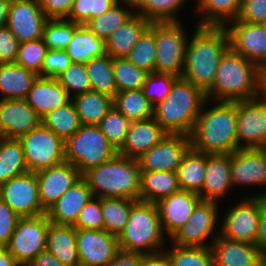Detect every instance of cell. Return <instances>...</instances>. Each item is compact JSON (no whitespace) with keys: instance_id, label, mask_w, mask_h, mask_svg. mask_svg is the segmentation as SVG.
Returning a JSON list of instances; mask_svg holds the SVG:
<instances>
[{"instance_id":"003e7915","label":"cell","mask_w":266,"mask_h":266,"mask_svg":"<svg viewBox=\"0 0 266 266\" xmlns=\"http://www.w3.org/2000/svg\"><path fill=\"white\" fill-rule=\"evenodd\" d=\"M260 96L266 100V65L261 67Z\"/></svg>"},{"instance_id":"484cf974","label":"cell","mask_w":266,"mask_h":266,"mask_svg":"<svg viewBox=\"0 0 266 266\" xmlns=\"http://www.w3.org/2000/svg\"><path fill=\"white\" fill-rule=\"evenodd\" d=\"M230 169V154H206L205 179L199 193L201 200L218 202L232 190Z\"/></svg>"},{"instance_id":"cb8c5ba5","label":"cell","mask_w":266,"mask_h":266,"mask_svg":"<svg viewBox=\"0 0 266 266\" xmlns=\"http://www.w3.org/2000/svg\"><path fill=\"white\" fill-rule=\"evenodd\" d=\"M211 250L214 266H261L262 253L255 244L230 240L219 234Z\"/></svg>"},{"instance_id":"3957f363","label":"cell","mask_w":266,"mask_h":266,"mask_svg":"<svg viewBox=\"0 0 266 266\" xmlns=\"http://www.w3.org/2000/svg\"><path fill=\"white\" fill-rule=\"evenodd\" d=\"M261 68L229 48L222 56L207 99L235 102L260 96Z\"/></svg>"},{"instance_id":"bcb514c9","label":"cell","mask_w":266,"mask_h":266,"mask_svg":"<svg viewBox=\"0 0 266 266\" xmlns=\"http://www.w3.org/2000/svg\"><path fill=\"white\" fill-rule=\"evenodd\" d=\"M79 26L66 19H48L43 28L42 40L48 49L65 50L73 37V32Z\"/></svg>"},{"instance_id":"60d3db41","label":"cell","mask_w":266,"mask_h":266,"mask_svg":"<svg viewBox=\"0 0 266 266\" xmlns=\"http://www.w3.org/2000/svg\"><path fill=\"white\" fill-rule=\"evenodd\" d=\"M133 9L150 22H180L177 12L186 0H130ZM138 10V11H136ZM176 13V14H175Z\"/></svg>"},{"instance_id":"7402d4cb","label":"cell","mask_w":266,"mask_h":266,"mask_svg":"<svg viewBox=\"0 0 266 266\" xmlns=\"http://www.w3.org/2000/svg\"><path fill=\"white\" fill-rule=\"evenodd\" d=\"M200 201L199 194L182 189L158 201L156 206L165 235L170 238L184 226Z\"/></svg>"},{"instance_id":"f5cc1de1","label":"cell","mask_w":266,"mask_h":266,"mask_svg":"<svg viewBox=\"0 0 266 266\" xmlns=\"http://www.w3.org/2000/svg\"><path fill=\"white\" fill-rule=\"evenodd\" d=\"M75 229L103 230L104 219L101 208V197H92L81 209Z\"/></svg>"},{"instance_id":"52a82bcc","label":"cell","mask_w":266,"mask_h":266,"mask_svg":"<svg viewBox=\"0 0 266 266\" xmlns=\"http://www.w3.org/2000/svg\"><path fill=\"white\" fill-rule=\"evenodd\" d=\"M64 147L65 161L76 166L82 175L118 154L99 125H81L74 135L64 141Z\"/></svg>"},{"instance_id":"8992f818","label":"cell","mask_w":266,"mask_h":266,"mask_svg":"<svg viewBox=\"0 0 266 266\" xmlns=\"http://www.w3.org/2000/svg\"><path fill=\"white\" fill-rule=\"evenodd\" d=\"M164 235L156 204L137 201L118 236L119 249L143 254L158 253L165 247Z\"/></svg>"},{"instance_id":"74e56055","label":"cell","mask_w":266,"mask_h":266,"mask_svg":"<svg viewBox=\"0 0 266 266\" xmlns=\"http://www.w3.org/2000/svg\"><path fill=\"white\" fill-rule=\"evenodd\" d=\"M114 107L131 122L147 120L154 115V106L145 97L142 89L117 92L114 96Z\"/></svg>"},{"instance_id":"f6af8a7d","label":"cell","mask_w":266,"mask_h":266,"mask_svg":"<svg viewBox=\"0 0 266 266\" xmlns=\"http://www.w3.org/2000/svg\"><path fill=\"white\" fill-rule=\"evenodd\" d=\"M164 251L170 258L172 266H214L211 247L173 244L172 249Z\"/></svg>"},{"instance_id":"f35d334b","label":"cell","mask_w":266,"mask_h":266,"mask_svg":"<svg viewBox=\"0 0 266 266\" xmlns=\"http://www.w3.org/2000/svg\"><path fill=\"white\" fill-rule=\"evenodd\" d=\"M85 65L92 90L114 98L117 87L113 73V58L106 53L99 57H93Z\"/></svg>"},{"instance_id":"ba28073f","label":"cell","mask_w":266,"mask_h":266,"mask_svg":"<svg viewBox=\"0 0 266 266\" xmlns=\"http://www.w3.org/2000/svg\"><path fill=\"white\" fill-rule=\"evenodd\" d=\"M187 38L181 22H155V73L182 76L188 45Z\"/></svg>"},{"instance_id":"30bf717a","label":"cell","mask_w":266,"mask_h":266,"mask_svg":"<svg viewBox=\"0 0 266 266\" xmlns=\"http://www.w3.org/2000/svg\"><path fill=\"white\" fill-rule=\"evenodd\" d=\"M19 140L29 172H37L65 161L64 140L42 123Z\"/></svg>"},{"instance_id":"7a4b0ae2","label":"cell","mask_w":266,"mask_h":266,"mask_svg":"<svg viewBox=\"0 0 266 266\" xmlns=\"http://www.w3.org/2000/svg\"><path fill=\"white\" fill-rule=\"evenodd\" d=\"M216 103L207 111L203 105L190 134L191 147L205 154H231L238 149L237 103Z\"/></svg>"},{"instance_id":"277c9868","label":"cell","mask_w":266,"mask_h":266,"mask_svg":"<svg viewBox=\"0 0 266 266\" xmlns=\"http://www.w3.org/2000/svg\"><path fill=\"white\" fill-rule=\"evenodd\" d=\"M206 102L208 99L204 90L178 77L168 96L154 106L153 118L168 134L190 136Z\"/></svg>"},{"instance_id":"1f68e13d","label":"cell","mask_w":266,"mask_h":266,"mask_svg":"<svg viewBox=\"0 0 266 266\" xmlns=\"http://www.w3.org/2000/svg\"><path fill=\"white\" fill-rule=\"evenodd\" d=\"M82 125H99L114 106V98L98 91H87L72 98Z\"/></svg>"},{"instance_id":"816d5d0a","label":"cell","mask_w":266,"mask_h":266,"mask_svg":"<svg viewBox=\"0 0 266 266\" xmlns=\"http://www.w3.org/2000/svg\"><path fill=\"white\" fill-rule=\"evenodd\" d=\"M178 77L165 73H149L142 88L145 97L153 106L162 102L170 93L174 81Z\"/></svg>"},{"instance_id":"d4e9b609","label":"cell","mask_w":266,"mask_h":266,"mask_svg":"<svg viewBox=\"0 0 266 266\" xmlns=\"http://www.w3.org/2000/svg\"><path fill=\"white\" fill-rule=\"evenodd\" d=\"M168 133L152 117L147 120L131 122L126 140L118 154L138 159L159 143Z\"/></svg>"},{"instance_id":"a7ac6f4b","label":"cell","mask_w":266,"mask_h":266,"mask_svg":"<svg viewBox=\"0 0 266 266\" xmlns=\"http://www.w3.org/2000/svg\"><path fill=\"white\" fill-rule=\"evenodd\" d=\"M264 161H265V167H266V146L264 147ZM248 197H266V193L263 192V193L258 194V195H256V194L254 195V194H253V196L250 195V196H248Z\"/></svg>"},{"instance_id":"603a6c76","label":"cell","mask_w":266,"mask_h":266,"mask_svg":"<svg viewBox=\"0 0 266 266\" xmlns=\"http://www.w3.org/2000/svg\"><path fill=\"white\" fill-rule=\"evenodd\" d=\"M92 197V191L82 177L50 206L45 214L50 222L74 225L81 209Z\"/></svg>"},{"instance_id":"f907efd6","label":"cell","mask_w":266,"mask_h":266,"mask_svg":"<svg viewBox=\"0 0 266 266\" xmlns=\"http://www.w3.org/2000/svg\"><path fill=\"white\" fill-rule=\"evenodd\" d=\"M48 50L42 39L20 43L15 63L41 77V67Z\"/></svg>"},{"instance_id":"8d00e7d4","label":"cell","mask_w":266,"mask_h":266,"mask_svg":"<svg viewBox=\"0 0 266 266\" xmlns=\"http://www.w3.org/2000/svg\"><path fill=\"white\" fill-rule=\"evenodd\" d=\"M28 172L19 139L0 137V184Z\"/></svg>"},{"instance_id":"e0dca14e","label":"cell","mask_w":266,"mask_h":266,"mask_svg":"<svg viewBox=\"0 0 266 266\" xmlns=\"http://www.w3.org/2000/svg\"><path fill=\"white\" fill-rule=\"evenodd\" d=\"M47 20L38 0H12L6 26L23 43L42 39Z\"/></svg>"},{"instance_id":"83f0119b","label":"cell","mask_w":266,"mask_h":266,"mask_svg":"<svg viewBox=\"0 0 266 266\" xmlns=\"http://www.w3.org/2000/svg\"><path fill=\"white\" fill-rule=\"evenodd\" d=\"M65 266H80L73 225L49 223L47 249Z\"/></svg>"},{"instance_id":"836d02e7","label":"cell","mask_w":266,"mask_h":266,"mask_svg":"<svg viewBox=\"0 0 266 266\" xmlns=\"http://www.w3.org/2000/svg\"><path fill=\"white\" fill-rule=\"evenodd\" d=\"M66 53L72 62L86 64L93 57L106 54V44L103 39L97 37L85 25H80L69 41Z\"/></svg>"},{"instance_id":"d590c367","label":"cell","mask_w":266,"mask_h":266,"mask_svg":"<svg viewBox=\"0 0 266 266\" xmlns=\"http://www.w3.org/2000/svg\"><path fill=\"white\" fill-rule=\"evenodd\" d=\"M120 4L127 5L130 8L133 7L130 0H120L104 14L88 21L85 26L96 34L98 38L106 41L116 29L123 26L136 14L134 9L129 10V8H124Z\"/></svg>"},{"instance_id":"7c38bea8","label":"cell","mask_w":266,"mask_h":266,"mask_svg":"<svg viewBox=\"0 0 266 266\" xmlns=\"http://www.w3.org/2000/svg\"><path fill=\"white\" fill-rule=\"evenodd\" d=\"M224 216L220 234L230 240L256 243L261 213V197H244Z\"/></svg>"},{"instance_id":"be15d7a7","label":"cell","mask_w":266,"mask_h":266,"mask_svg":"<svg viewBox=\"0 0 266 266\" xmlns=\"http://www.w3.org/2000/svg\"><path fill=\"white\" fill-rule=\"evenodd\" d=\"M27 266H65L47 250L39 253Z\"/></svg>"},{"instance_id":"4dcf8cb0","label":"cell","mask_w":266,"mask_h":266,"mask_svg":"<svg viewBox=\"0 0 266 266\" xmlns=\"http://www.w3.org/2000/svg\"><path fill=\"white\" fill-rule=\"evenodd\" d=\"M179 190L177 172L141 171L139 201L156 204Z\"/></svg>"},{"instance_id":"ffe728a7","label":"cell","mask_w":266,"mask_h":266,"mask_svg":"<svg viewBox=\"0 0 266 266\" xmlns=\"http://www.w3.org/2000/svg\"><path fill=\"white\" fill-rule=\"evenodd\" d=\"M36 176L41 205L45 211L82 178L78 168L67 161L39 170Z\"/></svg>"},{"instance_id":"681fc988","label":"cell","mask_w":266,"mask_h":266,"mask_svg":"<svg viewBox=\"0 0 266 266\" xmlns=\"http://www.w3.org/2000/svg\"><path fill=\"white\" fill-rule=\"evenodd\" d=\"M120 0H74L66 20L85 25L91 19L104 14Z\"/></svg>"},{"instance_id":"2e32d148","label":"cell","mask_w":266,"mask_h":266,"mask_svg":"<svg viewBox=\"0 0 266 266\" xmlns=\"http://www.w3.org/2000/svg\"><path fill=\"white\" fill-rule=\"evenodd\" d=\"M80 266H106L119 250L118 236L103 230L76 229Z\"/></svg>"},{"instance_id":"680465c9","label":"cell","mask_w":266,"mask_h":266,"mask_svg":"<svg viewBox=\"0 0 266 266\" xmlns=\"http://www.w3.org/2000/svg\"><path fill=\"white\" fill-rule=\"evenodd\" d=\"M38 3L48 19H66L74 0H38Z\"/></svg>"},{"instance_id":"4fadbf2b","label":"cell","mask_w":266,"mask_h":266,"mask_svg":"<svg viewBox=\"0 0 266 266\" xmlns=\"http://www.w3.org/2000/svg\"><path fill=\"white\" fill-rule=\"evenodd\" d=\"M235 102L237 103L238 149L265 147L266 100L258 96Z\"/></svg>"},{"instance_id":"94428289","label":"cell","mask_w":266,"mask_h":266,"mask_svg":"<svg viewBox=\"0 0 266 266\" xmlns=\"http://www.w3.org/2000/svg\"><path fill=\"white\" fill-rule=\"evenodd\" d=\"M255 245L262 254L266 253V197H261V213Z\"/></svg>"},{"instance_id":"6125c7cd","label":"cell","mask_w":266,"mask_h":266,"mask_svg":"<svg viewBox=\"0 0 266 266\" xmlns=\"http://www.w3.org/2000/svg\"><path fill=\"white\" fill-rule=\"evenodd\" d=\"M141 266H172L170 258L163 250L158 253L144 254Z\"/></svg>"},{"instance_id":"7dc6e473","label":"cell","mask_w":266,"mask_h":266,"mask_svg":"<svg viewBox=\"0 0 266 266\" xmlns=\"http://www.w3.org/2000/svg\"><path fill=\"white\" fill-rule=\"evenodd\" d=\"M131 121L114 106L101 120L99 127L113 147L119 151L126 140Z\"/></svg>"},{"instance_id":"f546056e","label":"cell","mask_w":266,"mask_h":266,"mask_svg":"<svg viewBox=\"0 0 266 266\" xmlns=\"http://www.w3.org/2000/svg\"><path fill=\"white\" fill-rule=\"evenodd\" d=\"M39 75L15 62L0 63V93L2 99L26 98Z\"/></svg>"},{"instance_id":"ee69618b","label":"cell","mask_w":266,"mask_h":266,"mask_svg":"<svg viewBox=\"0 0 266 266\" xmlns=\"http://www.w3.org/2000/svg\"><path fill=\"white\" fill-rule=\"evenodd\" d=\"M113 73L117 92L142 89L149 74L126 57L113 58Z\"/></svg>"},{"instance_id":"e7e4bbea","label":"cell","mask_w":266,"mask_h":266,"mask_svg":"<svg viewBox=\"0 0 266 266\" xmlns=\"http://www.w3.org/2000/svg\"><path fill=\"white\" fill-rule=\"evenodd\" d=\"M0 266H20L12 254L5 248L0 247Z\"/></svg>"},{"instance_id":"b9f144b4","label":"cell","mask_w":266,"mask_h":266,"mask_svg":"<svg viewBox=\"0 0 266 266\" xmlns=\"http://www.w3.org/2000/svg\"><path fill=\"white\" fill-rule=\"evenodd\" d=\"M42 124L51 129L64 141L74 135L82 125L72 100L42 118Z\"/></svg>"},{"instance_id":"ac0fdd59","label":"cell","mask_w":266,"mask_h":266,"mask_svg":"<svg viewBox=\"0 0 266 266\" xmlns=\"http://www.w3.org/2000/svg\"><path fill=\"white\" fill-rule=\"evenodd\" d=\"M225 26L229 34L230 48L260 68L266 65V27L242 21H232Z\"/></svg>"},{"instance_id":"9a60e30c","label":"cell","mask_w":266,"mask_h":266,"mask_svg":"<svg viewBox=\"0 0 266 266\" xmlns=\"http://www.w3.org/2000/svg\"><path fill=\"white\" fill-rule=\"evenodd\" d=\"M190 147V136L167 134L159 143L138 158L140 169L141 171L176 172Z\"/></svg>"},{"instance_id":"8fae6325","label":"cell","mask_w":266,"mask_h":266,"mask_svg":"<svg viewBox=\"0 0 266 266\" xmlns=\"http://www.w3.org/2000/svg\"><path fill=\"white\" fill-rule=\"evenodd\" d=\"M219 202L201 200L194 208L187 223L177 230L169 239L175 245L211 247L206 240L211 237L213 241L219 236L215 235L218 226ZM215 236V237H214Z\"/></svg>"},{"instance_id":"5bb4252c","label":"cell","mask_w":266,"mask_h":266,"mask_svg":"<svg viewBox=\"0 0 266 266\" xmlns=\"http://www.w3.org/2000/svg\"><path fill=\"white\" fill-rule=\"evenodd\" d=\"M0 199L20 217L45 214L39 197L36 172H26L0 184Z\"/></svg>"},{"instance_id":"db71d44e","label":"cell","mask_w":266,"mask_h":266,"mask_svg":"<svg viewBox=\"0 0 266 266\" xmlns=\"http://www.w3.org/2000/svg\"><path fill=\"white\" fill-rule=\"evenodd\" d=\"M72 60L65 50L49 49L41 67L42 78H56L70 64Z\"/></svg>"},{"instance_id":"89a4df30","label":"cell","mask_w":266,"mask_h":266,"mask_svg":"<svg viewBox=\"0 0 266 266\" xmlns=\"http://www.w3.org/2000/svg\"><path fill=\"white\" fill-rule=\"evenodd\" d=\"M261 266H266V253L261 255Z\"/></svg>"},{"instance_id":"ab89813d","label":"cell","mask_w":266,"mask_h":266,"mask_svg":"<svg viewBox=\"0 0 266 266\" xmlns=\"http://www.w3.org/2000/svg\"><path fill=\"white\" fill-rule=\"evenodd\" d=\"M137 200L115 197H101L104 229L116 236L124 230L132 206Z\"/></svg>"},{"instance_id":"f1b7e54d","label":"cell","mask_w":266,"mask_h":266,"mask_svg":"<svg viewBox=\"0 0 266 266\" xmlns=\"http://www.w3.org/2000/svg\"><path fill=\"white\" fill-rule=\"evenodd\" d=\"M150 24L144 16L136 13L105 41L106 53L112 58L126 57Z\"/></svg>"},{"instance_id":"d6a6232c","label":"cell","mask_w":266,"mask_h":266,"mask_svg":"<svg viewBox=\"0 0 266 266\" xmlns=\"http://www.w3.org/2000/svg\"><path fill=\"white\" fill-rule=\"evenodd\" d=\"M201 12L197 25L225 27L238 17L241 0H196ZM198 6V7H197ZM229 21V22H228Z\"/></svg>"},{"instance_id":"7bdbcfd3","label":"cell","mask_w":266,"mask_h":266,"mask_svg":"<svg viewBox=\"0 0 266 266\" xmlns=\"http://www.w3.org/2000/svg\"><path fill=\"white\" fill-rule=\"evenodd\" d=\"M126 58L138 68L148 73L154 72L156 63L155 22H151Z\"/></svg>"},{"instance_id":"03108f58","label":"cell","mask_w":266,"mask_h":266,"mask_svg":"<svg viewBox=\"0 0 266 266\" xmlns=\"http://www.w3.org/2000/svg\"><path fill=\"white\" fill-rule=\"evenodd\" d=\"M11 1L12 0H0V28L7 25Z\"/></svg>"},{"instance_id":"91938a15","label":"cell","mask_w":266,"mask_h":266,"mask_svg":"<svg viewBox=\"0 0 266 266\" xmlns=\"http://www.w3.org/2000/svg\"><path fill=\"white\" fill-rule=\"evenodd\" d=\"M144 254L119 249L106 266H141Z\"/></svg>"},{"instance_id":"e575fe53","label":"cell","mask_w":266,"mask_h":266,"mask_svg":"<svg viewBox=\"0 0 266 266\" xmlns=\"http://www.w3.org/2000/svg\"><path fill=\"white\" fill-rule=\"evenodd\" d=\"M205 168L206 154L190 147L176 171L180 189L199 194L205 179Z\"/></svg>"},{"instance_id":"6da1fadb","label":"cell","mask_w":266,"mask_h":266,"mask_svg":"<svg viewBox=\"0 0 266 266\" xmlns=\"http://www.w3.org/2000/svg\"><path fill=\"white\" fill-rule=\"evenodd\" d=\"M189 38L182 78L205 92L213 85L219 61L230 48L225 27L199 26Z\"/></svg>"},{"instance_id":"d6986e66","label":"cell","mask_w":266,"mask_h":266,"mask_svg":"<svg viewBox=\"0 0 266 266\" xmlns=\"http://www.w3.org/2000/svg\"><path fill=\"white\" fill-rule=\"evenodd\" d=\"M42 123L25 98L0 99V137L19 139Z\"/></svg>"},{"instance_id":"6f0895ef","label":"cell","mask_w":266,"mask_h":266,"mask_svg":"<svg viewBox=\"0 0 266 266\" xmlns=\"http://www.w3.org/2000/svg\"><path fill=\"white\" fill-rule=\"evenodd\" d=\"M19 44L7 26L0 28V63L15 62Z\"/></svg>"},{"instance_id":"5b68a950","label":"cell","mask_w":266,"mask_h":266,"mask_svg":"<svg viewBox=\"0 0 266 266\" xmlns=\"http://www.w3.org/2000/svg\"><path fill=\"white\" fill-rule=\"evenodd\" d=\"M82 177L94 197L127 198L139 201L141 169L138 159L117 154L90 168Z\"/></svg>"},{"instance_id":"c3c4849f","label":"cell","mask_w":266,"mask_h":266,"mask_svg":"<svg viewBox=\"0 0 266 266\" xmlns=\"http://www.w3.org/2000/svg\"><path fill=\"white\" fill-rule=\"evenodd\" d=\"M56 79L72 98L92 90L86 65L82 63L72 62Z\"/></svg>"},{"instance_id":"44dd1931","label":"cell","mask_w":266,"mask_h":266,"mask_svg":"<svg viewBox=\"0 0 266 266\" xmlns=\"http://www.w3.org/2000/svg\"><path fill=\"white\" fill-rule=\"evenodd\" d=\"M230 168L233 187L266 185L264 147L235 150L230 154Z\"/></svg>"},{"instance_id":"4316f807","label":"cell","mask_w":266,"mask_h":266,"mask_svg":"<svg viewBox=\"0 0 266 266\" xmlns=\"http://www.w3.org/2000/svg\"><path fill=\"white\" fill-rule=\"evenodd\" d=\"M25 99L38 115L44 118L48 112L68 104L72 97L56 78L38 77Z\"/></svg>"},{"instance_id":"9c48e42d","label":"cell","mask_w":266,"mask_h":266,"mask_svg":"<svg viewBox=\"0 0 266 266\" xmlns=\"http://www.w3.org/2000/svg\"><path fill=\"white\" fill-rule=\"evenodd\" d=\"M49 223L46 214L20 217L5 247L20 266H27L39 253L46 251Z\"/></svg>"},{"instance_id":"9f6ffc18","label":"cell","mask_w":266,"mask_h":266,"mask_svg":"<svg viewBox=\"0 0 266 266\" xmlns=\"http://www.w3.org/2000/svg\"><path fill=\"white\" fill-rule=\"evenodd\" d=\"M20 216L4 201L0 199V247H6Z\"/></svg>"},{"instance_id":"11a10c76","label":"cell","mask_w":266,"mask_h":266,"mask_svg":"<svg viewBox=\"0 0 266 266\" xmlns=\"http://www.w3.org/2000/svg\"><path fill=\"white\" fill-rule=\"evenodd\" d=\"M235 21L264 25L266 23V0H241Z\"/></svg>"}]
</instances>
